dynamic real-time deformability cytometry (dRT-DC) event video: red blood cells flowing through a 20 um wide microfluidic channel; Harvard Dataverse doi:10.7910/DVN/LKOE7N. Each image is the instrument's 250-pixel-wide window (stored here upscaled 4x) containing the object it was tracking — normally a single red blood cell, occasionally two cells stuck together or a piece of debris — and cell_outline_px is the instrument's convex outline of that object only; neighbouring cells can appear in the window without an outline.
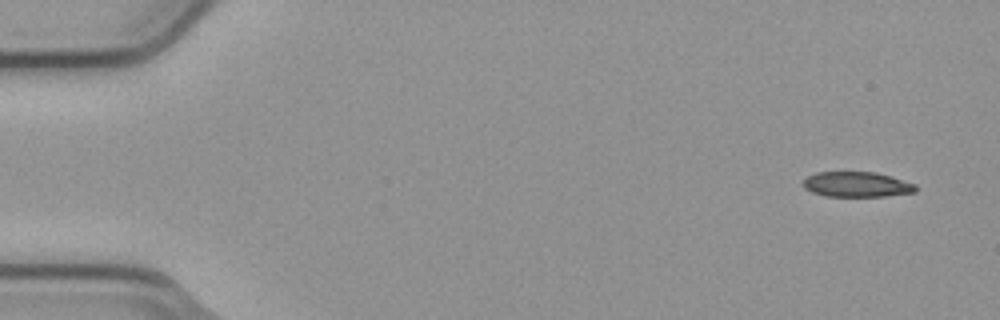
{"species": "common noctule bat (a hibernating species)", "species_latin": "Nyctalus noctula", "temperature_condition": "cold", "stored_images_in_passage": 4, "camera_frame_rate_fps": 3000, "um_per_image_px": 0.085, "animal": {"sex": "male", "body_mass_g": 23.1, "forearm_length_mm": 52.7}, "frame": {"image": 1, "passage_image": 1, "time_ms": 0.0, "image_size_px": [1000, 320], "cell_outline_px": [[916, 192], [884, 196], [828, 196], [812, 192], [804, 188], [804, 180], [808, 176], [816, 172], [876, 172], [916, 184]], "centroid_in_image_um": [72.83, 15.67], "position_along_channel_um": 12.2, "area_um2": 16.36}}
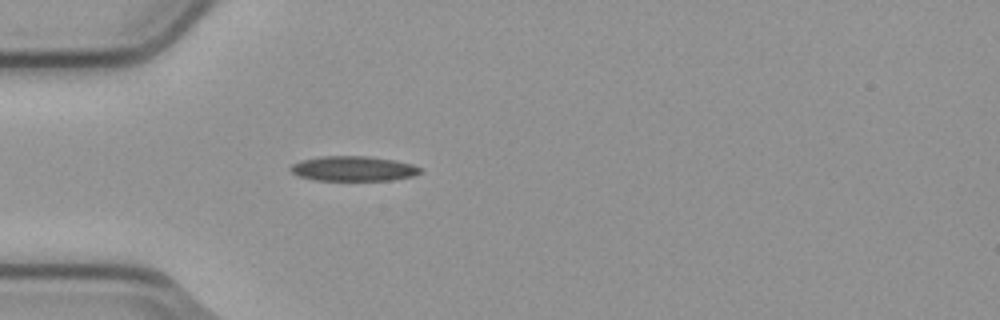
{"frame": {"image": 2, "passage_image": 4, "time_ms": 1.0, "image_size_px": [1000, 320], "cell_outline_px": [[424, 172], [412, 176], [392, 180], [312, 180], [296, 176], [288, 168], [292, 164], [300, 160], [324, 156], [364, 156], [392, 160], [412, 164], [420, 168]], "centroid_in_image_um": [29.99, 14.34], "position_along_channel_um": 55.0, "area_um2": 18.84}}